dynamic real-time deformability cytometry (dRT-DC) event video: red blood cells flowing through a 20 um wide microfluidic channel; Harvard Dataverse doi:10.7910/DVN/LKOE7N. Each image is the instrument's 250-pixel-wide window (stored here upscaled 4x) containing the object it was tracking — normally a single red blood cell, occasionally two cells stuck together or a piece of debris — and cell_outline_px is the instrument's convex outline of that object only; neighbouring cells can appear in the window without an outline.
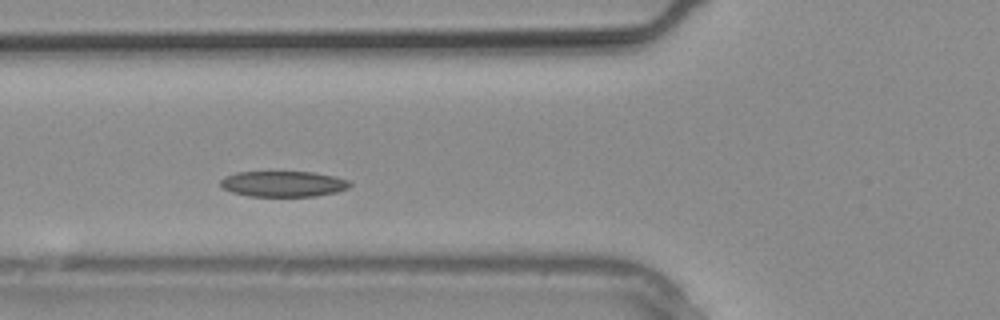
{"species": "common noctule bat (a hibernating species)", "species_latin": "Nyctalus noctula", "temperature_condition": "warm", "stored_images_in_passage": 8, "camera_frame_rate_fps": 3000, "um_per_image_px": 0.085, "animal": {"sex": "male", "body_mass_g": 20.4}, "frame": {"image": 1, "passage_image": 3, "time_ms": 0.667, "image_size_px": [1000, 320], "cell_outline_px": [[352, 184], [348, 188], [336, 192], [316, 196], [248, 196], [232, 192], [224, 188], [220, 184], [220, 180], [224, 176], [236, 172], [312, 172], [336, 176], [348, 180]], "centroid_in_image_um": [24.08, 15.62], "position_along_channel_um": 101.7, "area_um2": 19.42}}